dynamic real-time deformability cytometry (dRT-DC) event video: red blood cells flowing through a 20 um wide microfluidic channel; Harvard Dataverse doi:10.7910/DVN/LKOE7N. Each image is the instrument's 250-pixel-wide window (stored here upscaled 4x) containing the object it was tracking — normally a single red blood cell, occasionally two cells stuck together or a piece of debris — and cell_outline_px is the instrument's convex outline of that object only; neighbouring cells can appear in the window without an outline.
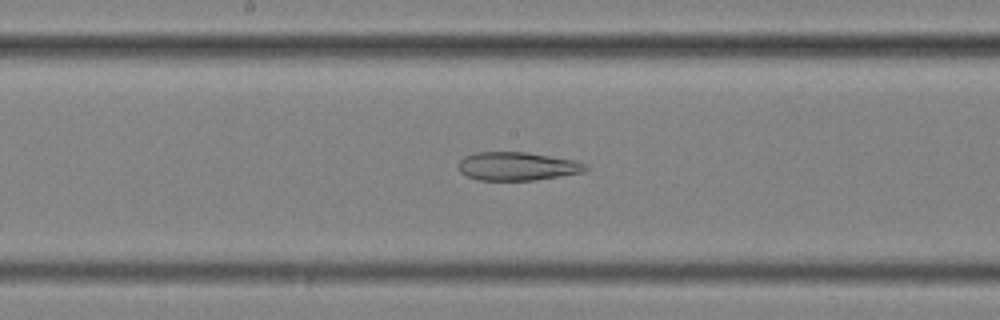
{"species": "common noctule bat (a hibernating species)", "species_latin": "Nyctalus noctula", "temperature_condition": "cold", "stored_images_in_passage": 57, "camera_frame_rate_fps": 3000, "um_per_image_px": 0.085, "animal": {"sex": "female", "body_mass_g": 25.1}, "frame": {"image": 1, "passage_image": 30, "time_ms": 9.667, "image_size_px": [1000, 320], "cell_outline_px": [[588, 168], [584, 172], [560, 176], [532, 180], [480, 180], [468, 176], [460, 172], [456, 164], [464, 156], [476, 152], [528, 152], [576, 160], [588, 164]], "centroid_in_image_um": [43.97, 14.12], "position_along_channel_um": 204.2, "area_um2": 21.21}}
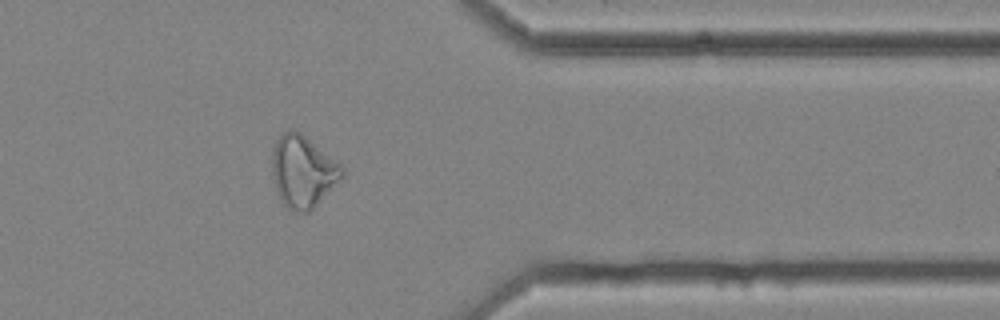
{"frame": {"image": 2, "passage_image": 46, "time_ms": 15.0, "image_size_px": [1000, 320], "cell_outline_px": [[344, 176], [308, 212], [292, 212], [280, 200], [276, 188], [272, 172], [272, 152], [276, 140], [288, 128], [292, 128], [300, 132], [340, 164], [344, 168]], "centroid_in_image_um": [25.72, 14.56], "position_along_channel_um": 385.7, "area_um2": 29.02}}
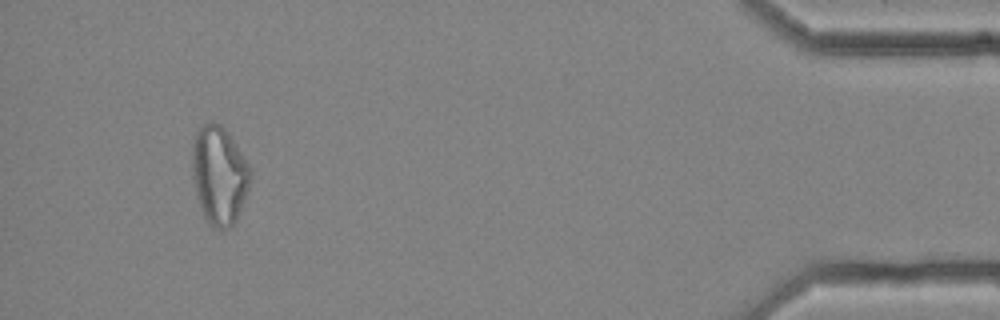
{"frame": {"image": 3, "passage_image": 53, "time_ms": 17.333, "image_size_px": [1000, 320], "cell_outline_px": [[252, 176], [244, 200], [236, 220], [228, 228], [220, 232], [212, 228], [204, 220], [196, 192], [192, 176], [192, 144], [196, 132], [204, 124], [212, 120], [220, 124], [232, 136], [248, 164], [252, 172]], "centroid_in_image_um": [18.62, 14.91], "position_along_channel_um": 416.6, "area_um2": 33.76}}